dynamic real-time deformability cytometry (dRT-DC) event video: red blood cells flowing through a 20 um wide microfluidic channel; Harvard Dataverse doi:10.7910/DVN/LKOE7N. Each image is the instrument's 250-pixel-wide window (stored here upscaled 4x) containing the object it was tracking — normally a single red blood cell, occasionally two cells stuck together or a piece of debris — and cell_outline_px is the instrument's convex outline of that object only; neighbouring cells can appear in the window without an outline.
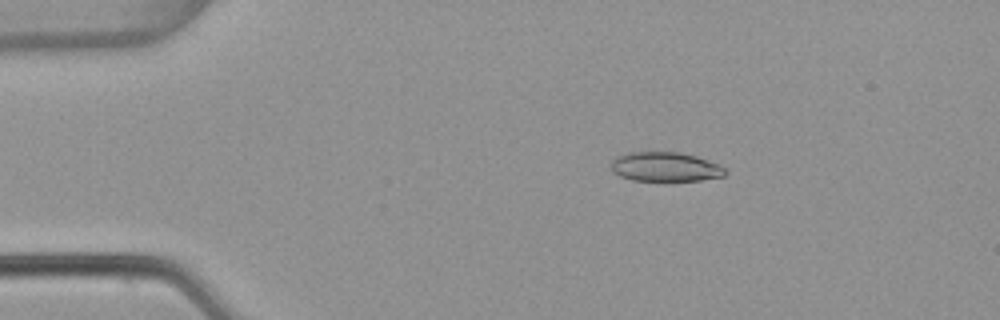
{"species": "common noctule bat (a hibernating species)", "species_latin": "Nyctalus noctula", "temperature_condition": "warm", "stored_images_in_passage": 7, "camera_frame_rate_fps": 3000, "um_per_image_px": 0.085, "animal": {"sex": "female", "body_mass_g": 22.7, "forearm_length_mm": 54.2}, "frame": {"image": 1, "passage_image": 3, "time_ms": 0.667, "image_size_px": [1000, 320], "cell_outline_px": [[728, 172], [724, 176], [700, 180], [632, 180], [620, 176], [612, 172], [612, 160], [616, 156], [628, 152], [680, 152], [696, 156], [720, 164]], "centroid_in_image_um": [56.55, 14.17], "position_along_channel_um": 28.4, "area_um2": 19.54}}
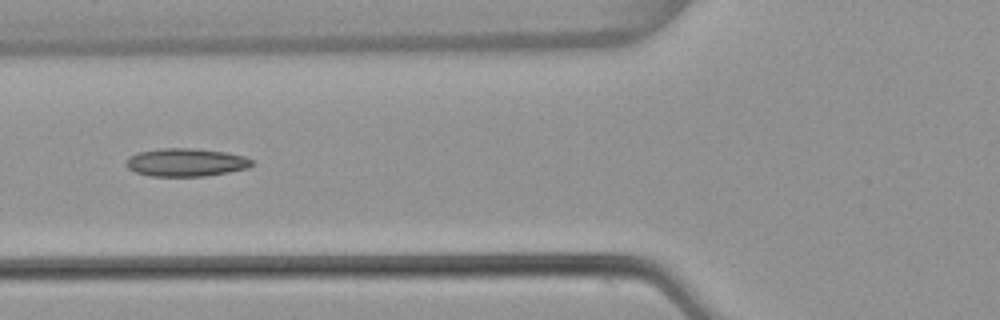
{"frame": {"image": 2, "passage_image": 6, "time_ms": 1.667, "image_size_px": [1000, 320], "cell_outline_px": [[252, 164], [248, 168], [228, 172], [204, 176], [152, 176], [136, 172], [128, 168], [124, 164], [132, 156], [140, 152], [160, 148], [192, 148], [224, 152], [244, 156], [252, 160]], "centroid_in_image_um": [15.81, 13.8], "position_along_channel_um": 110.0, "area_um2": 20.29}}
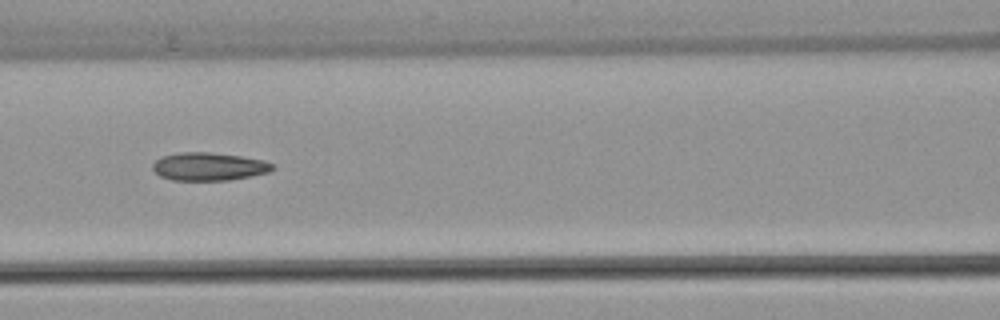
{"frame": {"image": 3, "passage_image": 7, "time_ms": 2.0, "image_size_px": [1000, 320], "cell_outline_px": [[276, 168], [268, 172], [228, 180], [172, 180], [160, 176], [152, 168], [152, 164], [160, 156], [180, 152], [208, 152], [240, 156], [264, 160], [276, 164]], "centroid_in_image_um": [17.75, 14.15], "position_along_channel_um": 148.8, "area_um2": 19.59}}